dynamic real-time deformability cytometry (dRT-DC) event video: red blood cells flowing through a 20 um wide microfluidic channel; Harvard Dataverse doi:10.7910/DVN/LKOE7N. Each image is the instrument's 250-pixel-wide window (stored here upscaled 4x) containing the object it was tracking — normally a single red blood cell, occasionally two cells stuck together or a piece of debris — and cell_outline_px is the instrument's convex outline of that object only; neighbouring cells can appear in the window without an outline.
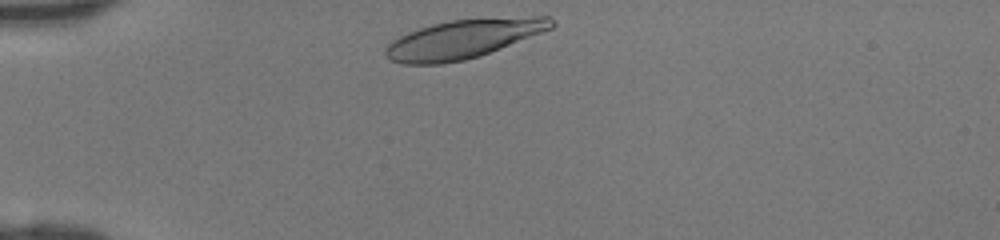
{"species": "human", "species_latin": "Homo sapiens", "temperature_condition": "room temperature", "stored_images_in_passage": 28, "camera_frame_rate_fps": 3000, "um_per_image_px": 0.085, "donor": {"sex": "female"}, "frame": {"image": 1, "passage_image": 1, "time_ms": 0.0, "image_size_px": [1000, 240], "cell_outline_px": [[556, 24], [552, 28], [480, 56], [464, 60], [440, 64], [404, 64], [388, 60], [384, 56], [384, 48], [392, 40], [408, 32], [432, 24], [452, 20], [536, 16], [548, 16]], "centroid_in_image_um": [39.33, 3.33], "position_along_channel_um": 45.7, "area_um2": 37.34}}
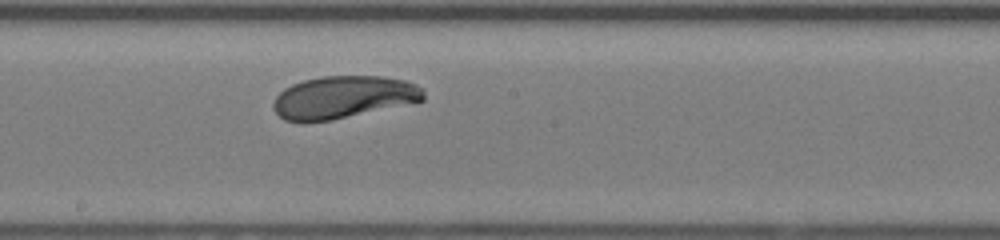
{"frame": {"image": 2, "passage_image": 15, "time_ms": 4.667, "image_size_px": [1000, 240], "cell_outline_px": [[424, 100], [332, 120], [284, 120], [272, 108], [272, 104], [276, 96], [284, 88], [292, 84], [304, 80], [320, 76], [384, 76], [404, 80], [424, 88]], "centroid_in_image_um": [29.18, 8.24], "position_along_channel_um": 219.0, "area_um2": 36.76}}
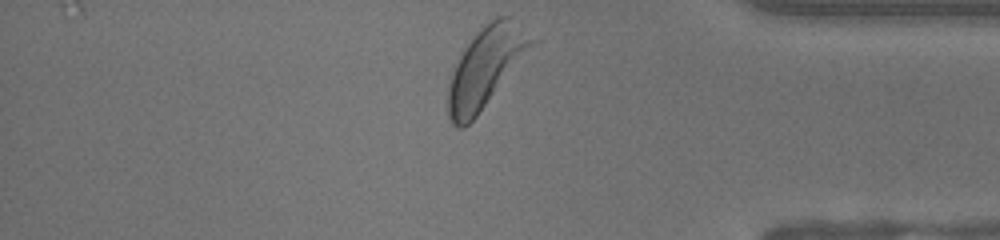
{"frame": {"image": 3, "passage_image": 28, "time_ms": 9.0, "image_size_px": [1000, 240], "cell_outline_px": [[532, 40], [476, 116], [464, 128], [456, 128], [452, 124], [448, 116], [448, 84], [452, 72], [464, 48], [476, 32], [484, 24], [496, 16], [512, 16]], "centroid_in_image_um": [41.14, 5.72], "position_along_channel_um": 394.1, "area_um2": 36.47}}